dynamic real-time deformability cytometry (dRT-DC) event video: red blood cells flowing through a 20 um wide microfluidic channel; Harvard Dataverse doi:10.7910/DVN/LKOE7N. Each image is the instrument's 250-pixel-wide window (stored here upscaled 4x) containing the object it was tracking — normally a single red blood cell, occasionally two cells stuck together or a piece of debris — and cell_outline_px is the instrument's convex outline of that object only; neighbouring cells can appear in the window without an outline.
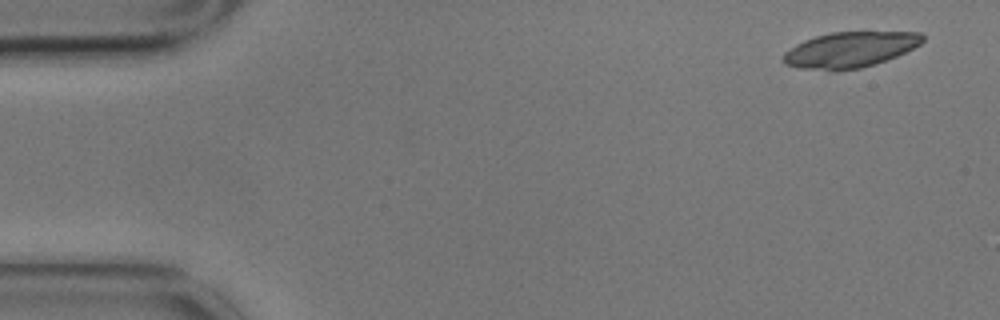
{"species": "common noctule bat (a hibernating species)", "species_latin": "Nyctalus noctula", "temperature_condition": "cold", "stored_images_in_passage": 6, "camera_frame_rate_fps": 3000, "um_per_image_px": 0.085, "animal": {"sex": "male", "body_mass_g": 17.9}, "frame": {"image": 1, "passage_image": 1, "time_ms": 0.0, "image_size_px": [1000, 320], "cell_outline_px": [[924, 40], [920, 44], [896, 56], [876, 64], [860, 68], [832, 72], [800, 68], [784, 64], [780, 60], [784, 52], [796, 44], [804, 40], [816, 36], [832, 32], [920, 32], [924, 36]], "centroid_in_image_um": [72.19, 4.24], "position_along_channel_um": 12.8, "area_um2": 29.19}}